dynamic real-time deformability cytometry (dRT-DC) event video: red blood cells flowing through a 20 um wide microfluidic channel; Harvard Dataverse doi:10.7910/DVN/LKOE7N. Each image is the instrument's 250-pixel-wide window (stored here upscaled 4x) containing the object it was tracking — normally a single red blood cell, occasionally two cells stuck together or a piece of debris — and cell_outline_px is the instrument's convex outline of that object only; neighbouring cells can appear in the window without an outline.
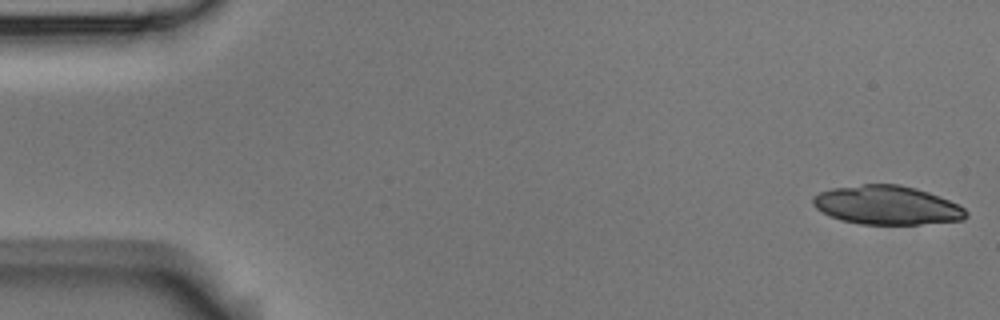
{"species": "Egyptian fruit bat (a non-hibernating species)", "species_latin": "Rousettus aegyptiacus", "temperature_condition": "room temperature", "stored_images_in_passage": 6, "camera_frame_rate_fps": 3000, "um_per_image_px": 0.085, "animal": {"sex": "male"}, "frame": {"image": 1, "passage_image": 1, "time_ms": 0.0, "image_size_px": [1000, 320], "cell_outline_px": [[968, 216], [964, 220], [920, 224], [860, 224], [840, 220], [816, 208], [812, 204], [812, 196], [820, 192], [832, 188], [864, 184], [900, 184], [916, 188], [928, 192], [948, 200], [964, 208], [968, 212]], "centroid_in_image_um": [75.39, 17.44], "position_along_channel_um": 9.6, "area_um2": 34.62}}